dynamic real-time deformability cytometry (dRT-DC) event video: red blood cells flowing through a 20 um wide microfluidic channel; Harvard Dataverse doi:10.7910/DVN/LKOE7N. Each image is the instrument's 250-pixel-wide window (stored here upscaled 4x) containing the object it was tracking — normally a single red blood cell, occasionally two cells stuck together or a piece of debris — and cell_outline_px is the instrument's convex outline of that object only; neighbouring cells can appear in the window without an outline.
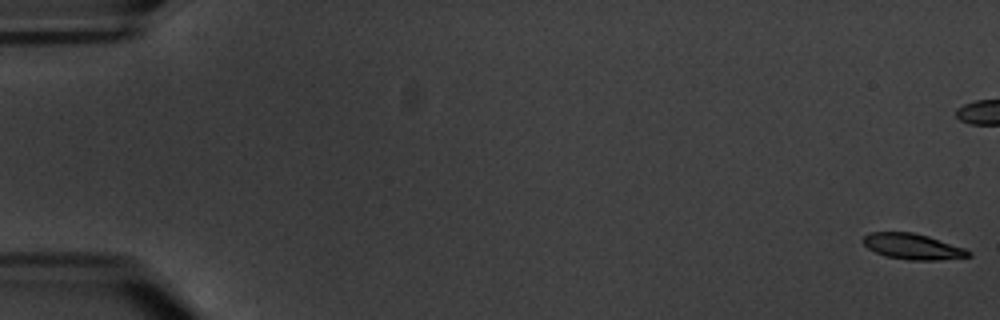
{"species": "common noctule bat (a hibernating species)", "species_latin": "Nyctalus noctula", "temperature_condition": "warm", "stored_images_in_passage": 17, "camera_frame_rate_fps": 3000, "um_per_image_px": 0.085, "animal": {"sex": "male", "body_mass_g": 20.1, "forearm_length_mm": 53.5}, "frame": {"image": 1, "passage_image": 1, "time_ms": 0.0, "image_size_px": [1000, 320], "cell_outline_px": [[972, 256], [940, 260], [908, 260], [884, 256], [868, 248], [864, 244], [864, 236], [868, 232], [912, 232], [928, 236], [964, 248], [972, 252]], "centroid_in_image_um": [77.59, 20.96], "position_along_channel_um": 7.4, "area_um2": 15.78}}
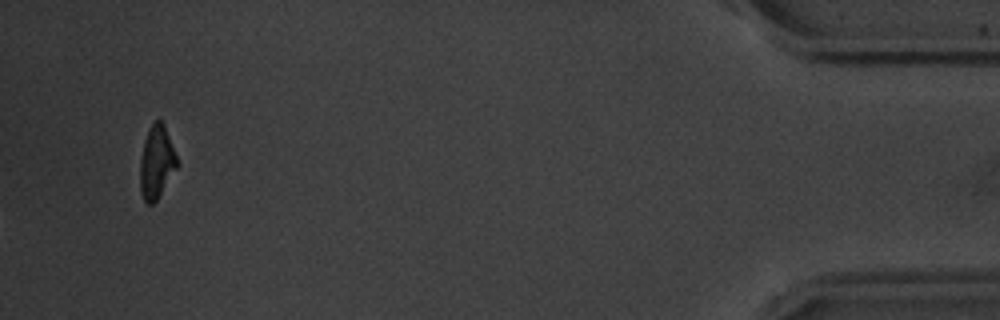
{"frame": {"image": 2, "passage_image": 17, "time_ms": 20.667, "image_size_px": [1000, 320], "cell_outline_px": [[180, 164], [156, 200], [152, 204], [148, 204], [144, 200], [140, 192], [140, 160], [144, 140], [148, 128], [160, 116], [164, 124]], "centroid_in_image_um": [13.31, 13.75], "position_along_channel_um": 421.9, "area_um2": 15.9}, "authors_computed_cell_mechanics": {"area_um2": 16.8198, "velocity_mm_per_s": 3.3656, "shape_relaxation_time_tau1_ms": 2.3477, "shape_relaxation_time_tau2_ms": 4.0478, "deformation_change_tau1": 0.1015, "deformation_change_tau2": 0.0801}}